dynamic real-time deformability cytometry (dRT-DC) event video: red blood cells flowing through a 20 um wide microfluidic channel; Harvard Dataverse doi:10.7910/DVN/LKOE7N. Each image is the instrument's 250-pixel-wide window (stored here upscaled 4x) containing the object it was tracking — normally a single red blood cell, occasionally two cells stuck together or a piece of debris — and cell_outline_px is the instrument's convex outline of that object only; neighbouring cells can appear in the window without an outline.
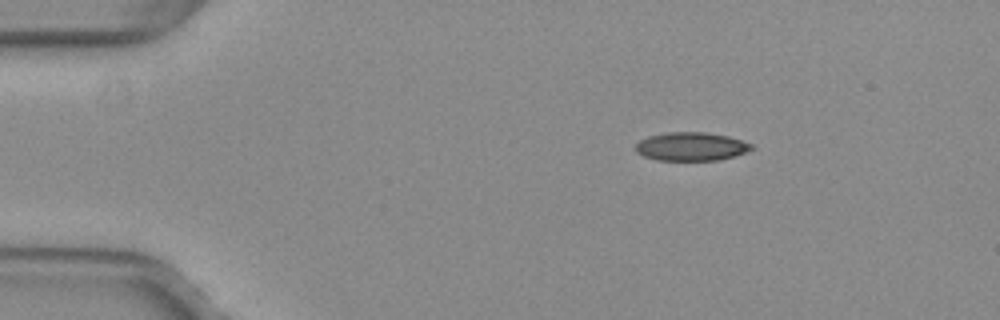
{"species": "common noctule bat (a hibernating species)", "species_latin": "Nyctalus noctula", "temperature_condition": "warm", "stored_images_in_passage": 50, "camera_frame_rate_fps": 3000, "um_per_image_px": 0.085, "animal": {"sex": "female", "body_mass_g": 29.2, "forearm_length_mm": 56.3}, "frame": {"image": 1, "passage_image": 7, "time_ms": 2.0, "image_size_px": [1000, 320], "cell_outline_px": [[752, 148], [736, 156], [720, 160], [656, 160], [644, 156], [636, 152], [636, 144], [640, 140], [648, 136], [668, 132], [708, 132], [728, 136], [752, 144]], "centroid_in_image_um": [58.73, 12.45], "position_along_channel_um": 26.3, "area_um2": 19.19}}
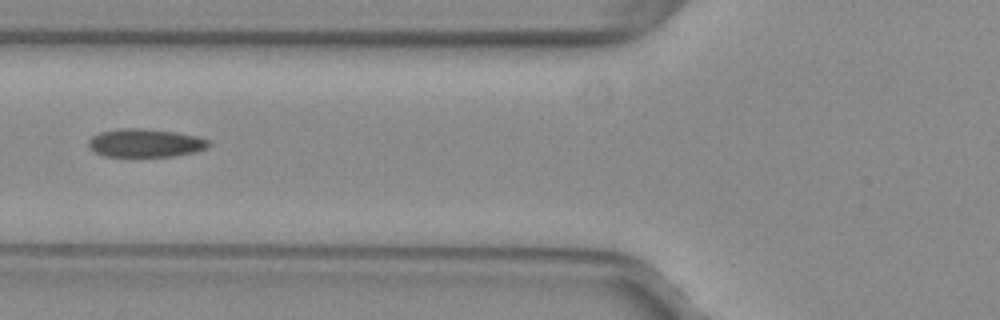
{"frame": {"image": 2, "passage_image": 19, "time_ms": 6.0, "image_size_px": [1000, 320], "cell_outline_px": [[212, 144], [204, 148], [192, 152], [172, 156], [104, 156], [96, 152], [88, 144], [88, 140], [92, 136], [100, 132], [124, 128], [144, 128], [176, 132], [196, 136], [208, 140]], "centroid_in_image_um": [12.34, 12.14], "position_along_channel_um": 113.5, "area_um2": 19.54}}
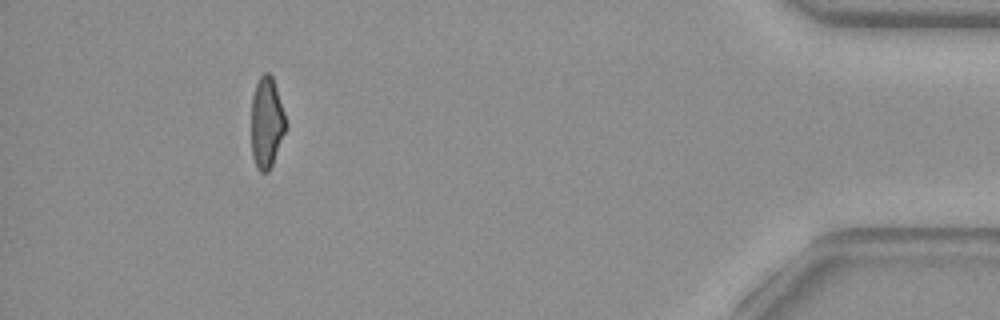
{"frame": {"image": 3, "passage_image": 46, "time_ms": 15.0, "image_size_px": [1000, 320], "cell_outline_px": [[288, 124], [272, 164], [268, 172], [260, 172], [256, 168], [252, 156], [252, 96], [256, 84], [260, 76], [264, 72], [268, 72], [272, 76]], "centroid_in_image_um": [22.66, 10.43], "position_along_channel_um": 412.5, "area_um2": 18.21}, "authors_computed_cell_mechanics": {"area_um2": 19.6231, "velocity_mm_per_s": 4.0271, "shape_relaxation_time_tau1_ms": null, "shape_relaxation_time_tau2_ms": 2.4113, "deformation_change_tau1": null, "deformation_change_tau2": 0.081}}